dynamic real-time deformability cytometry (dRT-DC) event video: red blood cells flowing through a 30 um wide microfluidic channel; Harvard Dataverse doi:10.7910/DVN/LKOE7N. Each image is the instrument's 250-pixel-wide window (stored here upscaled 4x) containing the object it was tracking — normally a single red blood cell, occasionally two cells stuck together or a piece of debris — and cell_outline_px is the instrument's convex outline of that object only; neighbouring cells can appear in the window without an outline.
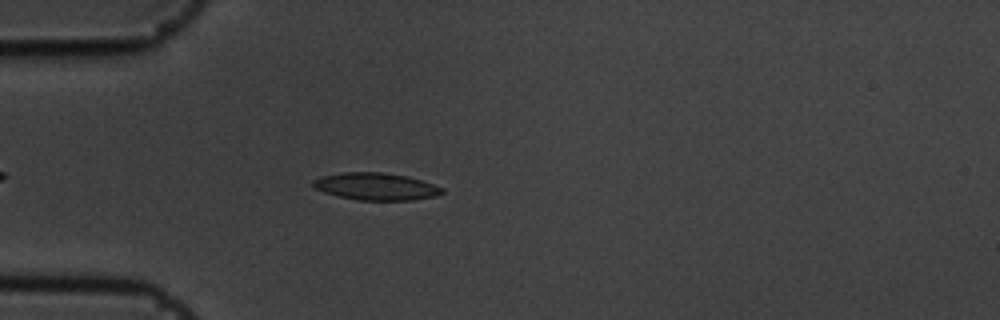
{"species": "common noctule bat (a hibernating species)", "species_latin": "Nyctalus noctula", "temperature_condition": "cold", "stored_images_in_passage": 48, "camera_frame_rate_fps": 3000, "um_per_image_px": 0.085, "animal": {"sex": "male", "body_mass_g": 19.5, "forearm_length_mm": 54.6}, "frame": {"image": 1, "passage_image": 8, "time_ms": 2.333, "image_size_px": [1000, 320], "cell_outline_px": [[444, 192], [436, 196], [412, 200], [360, 200], [340, 196], [324, 192], [316, 188], [312, 184], [312, 180], [320, 176], [340, 172], [380, 172], [408, 176], [444, 188]], "centroid_in_image_um": [31.95, 15.84], "position_along_channel_um": 53.1, "area_um2": 20.4}}
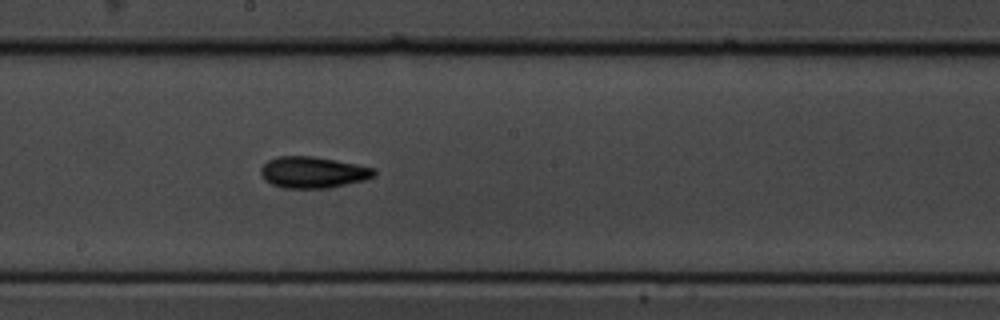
{"frame": {"image": 2, "passage_image": 23, "time_ms": 7.333, "image_size_px": [1000, 320], "cell_outline_px": [[376, 176], [364, 180], [328, 188], [284, 188], [272, 184], [264, 180], [260, 172], [260, 168], [268, 160], [276, 156], [312, 156], [336, 160], [376, 168]], "centroid_in_image_um": [26.6, 14.64], "position_along_channel_um": 221.6, "area_um2": 20.81}}
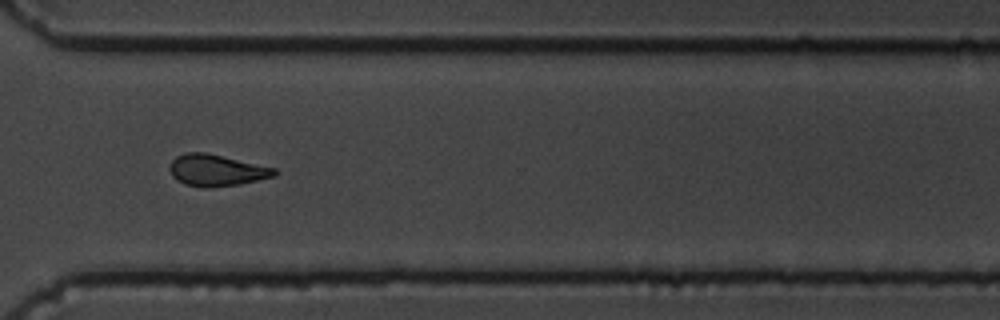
{"frame": {"image": 3, "passage_image": 34, "time_ms": 11.0, "image_size_px": [1000, 320], "cell_outline_px": [[276, 176], [240, 184], [212, 188], [200, 188], [184, 184], [176, 180], [172, 176], [168, 168], [172, 160], [176, 156], [188, 152], [204, 152], [276, 168]], "centroid_in_image_um": [18.36, 14.49], "position_along_channel_um": 352.2, "area_um2": 19.42}, "authors_computed_cell_mechanics": {"area_um2": 19.363, "velocity_mm_per_s": 3.5682, "shape_relaxation_time_tau1_ms": 4.0468, "shape_relaxation_time_tau2_ms": 5.0204, "deformation_change_tau1": 0.1372, "deformation_change_tau2": 0.1277}}